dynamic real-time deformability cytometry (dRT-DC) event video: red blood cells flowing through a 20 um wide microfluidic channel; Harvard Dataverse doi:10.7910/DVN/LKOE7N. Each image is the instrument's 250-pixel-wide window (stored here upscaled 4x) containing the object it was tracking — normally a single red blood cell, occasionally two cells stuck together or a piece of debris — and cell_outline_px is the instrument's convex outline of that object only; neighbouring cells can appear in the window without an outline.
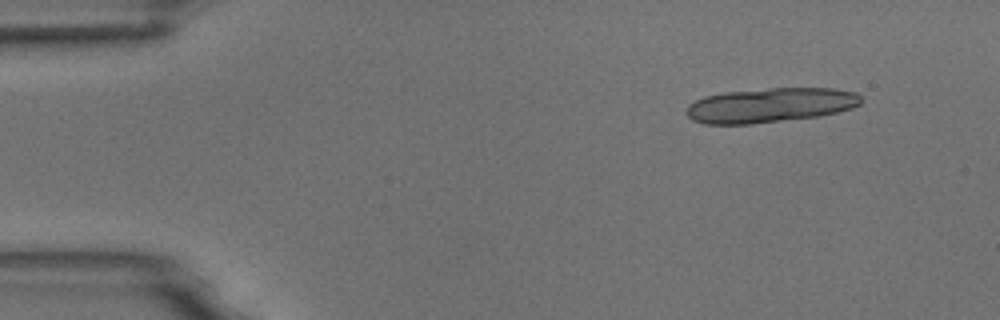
{"species": "common noctule bat (a hibernating species)", "species_latin": "Nyctalus noctula", "temperature_condition": "room temperature", "stored_images_in_passage": 3, "camera_frame_rate_fps": 3000, "um_per_image_px": 0.085, "animal": {"sex": "male", "body_mass_g": 18.8}, "frame": {"image": 1, "passage_image": 1, "time_ms": 0.0, "image_size_px": [1000, 320], "cell_outline_px": [[864, 100], [860, 104], [852, 108], [820, 116], [748, 124], [704, 124], [692, 120], [684, 112], [688, 104], [704, 96], [724, 92], [772, 88], [832, 88], [856, 92]], "centroid_in_image_um": [65.45, 8.94], "position_along_channel_um": 19.5, "area_um2": 35.32}}